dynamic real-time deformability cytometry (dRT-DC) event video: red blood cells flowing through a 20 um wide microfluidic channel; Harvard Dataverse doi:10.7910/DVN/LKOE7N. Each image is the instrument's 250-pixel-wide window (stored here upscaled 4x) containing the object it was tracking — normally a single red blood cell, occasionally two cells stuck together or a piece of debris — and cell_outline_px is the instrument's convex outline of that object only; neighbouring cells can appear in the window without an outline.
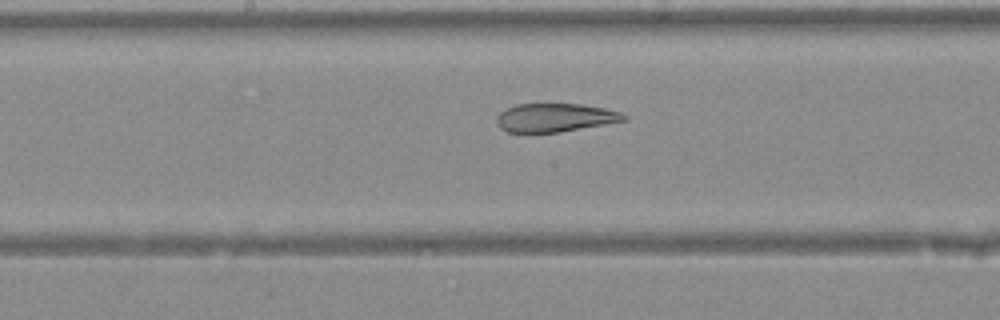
{"species": "Egyptian fruit bat (a non-hibernating species)", "species_latin": "Rousettus aegyptiacus", "temperature_condition": "warm", "stored_images_in_passage": 28, "camera_frame_rate_fps": 3000, "um_per_image_px": 0.085, "animal": {"sex": "female"}, "frame": {"image": 1, "passage_image": 9, "time_ms": 2.667, "image_size_px": [1000, 320], "cell_outline_px": [[628, 120], [560, 132], [508, 132], [500, 128], [496, 124], [496, 116], [500, 112], [516, 104], [580, 104], [604, 108], [620, 112], [628, 116]], "centroid_in_image_um": [47.17, 10.0], "position_along_channel_um": 201.0, "area_um2": 21.1}}
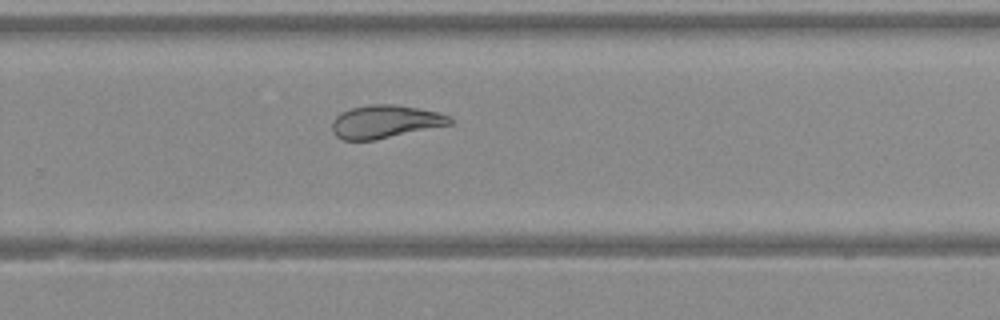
{"frame": {"image": 2, "passage_image": 15, "time_ms": 4.667, "image_size_px": [1000, 320], "cell_outline_px": [[452, 124], [376, 140], [340, 140], [332, 132], [332, 120], [340, 112], [352, 108], [372, 104], [392, 104], [416, 108], [436, 112], [448, 116], [452, 120]], "centroid_in_image_um": [32.68, 10.35], "position_along_channel_um": 297.1, "area_um2": 22.6}}
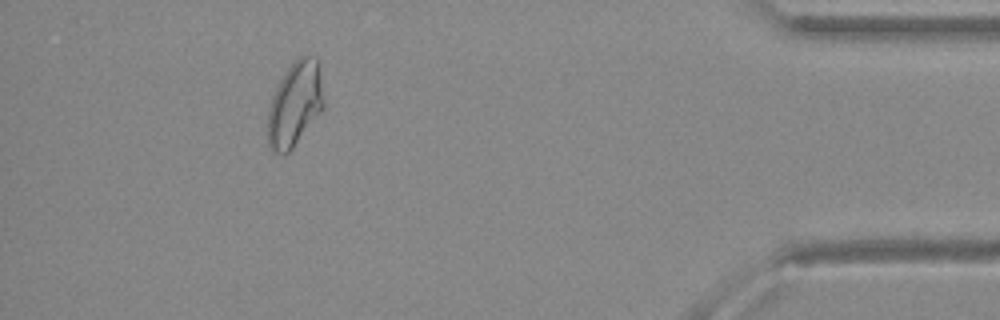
{"frame": {"image": 3, "passage_image": 25, "time_ms": 8.0, "image_size_px": [1000, 320], "cell_outline_px": [[324, 108], [292, 148], [284, 156], [276, 152], [268, 144], [268, 108], [272, 96], [284, 72], [300, 56], [316, 56], [324, 100]], "centroid_in_image_um": [25.06, 8.86], "position_along_channel_um": 410.1, "area_um2": 27.22}}